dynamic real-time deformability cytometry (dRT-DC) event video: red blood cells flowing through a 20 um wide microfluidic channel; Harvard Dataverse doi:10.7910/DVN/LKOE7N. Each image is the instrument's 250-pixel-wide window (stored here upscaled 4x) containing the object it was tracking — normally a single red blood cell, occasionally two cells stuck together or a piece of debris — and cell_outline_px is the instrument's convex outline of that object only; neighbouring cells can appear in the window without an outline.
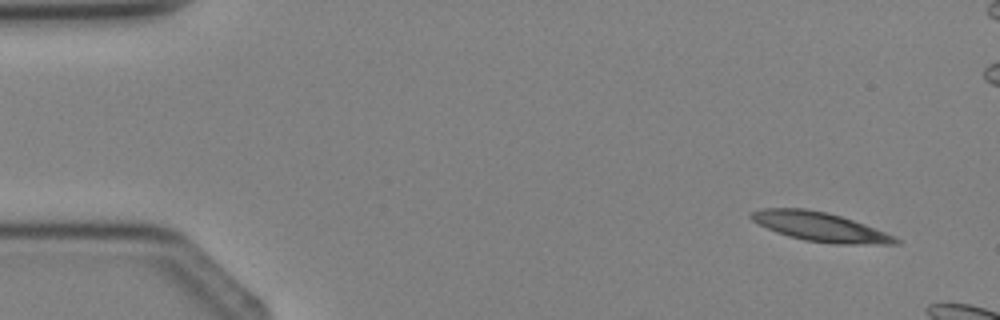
{"species": "Egyptian fruit bat (a non-hibernating species)", "species_latin": "Rousettus aegyptiacus", "temperature_condition": "cold", "stored_images_in_passage": 3, "camera_frame_rate_fps": 3000, "um_per_image_px": 0.085, "animal": {"sex": "female"}, "frame": {"image": 1, "passage_image": 1, "time_ms": 0.0, "image_size_px": [1000, 320], "cell_outline_px": [[900, 244], [832, 244], [804, 240], [788, 236], [776, 232], [752, 220], [748, 216], [748, 212], [764, 208], [804, 208], [828, 212], [864, 224], [884, 232], [900, 240]], "centroid_in_image_um": [69.66, 19.27], "position_along_channel_um": 15.3, "area_um2": 24.39}}